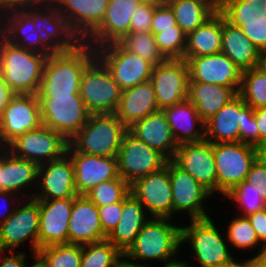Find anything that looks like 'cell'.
<instances>
[{"label":"cell","instance_id":"6da1fadb","mask_svg":"<svg viewBox=\"0 0 266 267\" xmlns=\"http://www.w3.org/2000/svg\"><path fill=\"white\" fill-rule=\"evenodd\" d=\"M95 57V49L84 42L71 52L49 55L37 96H80L82 73Z\"/></svg>","mask_w":266,"mask_h":267},{"label":"cell","instance_id":"7a4b0ae2","mask_svg":"<svg viewBox=\"0 0 266 267\" xmlns=\"http://www.w3.org/2000/svg\"><path fill=\"white\" fill-rule=\"evenodd\" d=\"M47 55L27 50L0 34V75L14 94H37Z\"/></svg>","mask_w":266,"mask_h":267},{"label":"cell","instance_id":"3957f363","mask_svg":"<svg viewBox=\"0 0 266 267\" xmlns=\"http://www.w3.org/2000/svg\"><path fill=\"white\" fill-rule=\"evenodd\" d=\"M169 220L156 217L149 219L124 252L125 260H160L166 262L164 266L179 262L175 255L182 245V227L170 224Z\"/></svg>","mask_w":266,"mask_h":267},{"label":"cell","instance_id":"277c9868","mask_svg":"<svg viewBox=\"0 0 266 267\" xmlns=\"http://www.w3.org/2000/svg\"><path fill=\"white\" fill-rule=\"evenodd\" d=\"M128 128L113 114H90L86 124L69 141L80 153L117 156Z\"/></svg>","mask_w":266,"mask_h":267},{"label":"cell","instance_id":"5b68a950","mask_svg":"<svg viewBox=\"0 0 266 267\" xmlns=\"http://www.w3.org/2000/svg\"><path fill=\"white\" fill-rule=\"evenodd\" d=\"M122 90L110 71L96 56L82 73L80 97L90 114H113L116 112Z\"/></svg>","mask_w":266,"mask_h":267},{"label":"cell","instance_id":"8992f818","mask_svg":"<svg viewBox=\"0 0 266 267\" xmlns=\"http://www.w3.org/2000/svg\"><path fill=\"white\" fill-rule=\"evenodd\" d=\"M22 9L33 19L41 43L52 54L71 52L83 43L54 3L26 6Z\"/></svg>","mask_w":266,"mask_h":267},{"label":"cell","instance_id":"52a82bcc","mask_svg":"<svg viewBox=\"0 0 266 267\" xmlns=\"http://www.w3.org/2000/svg\"><path fill=\"white\" fill-rule=\"evenodd\" d=\"M42 125L60 133L68 142L86 124L90 113L80 96H37Z\"/></svg>","mask_w":266,"mask_h":267},{"label":"cell","instance_id":"ba28073f","mask_svg":"<svg viewBox=\"0 0 266 267\" xmlns=\"http://www.w3.org/2000/svg\"><path fill=\"white\" fill-rule=\"evenodd\" d=\"M190 242L200 267H225L234 257L211 217L191 220L182 227V243Z\"/></svg>","mask_w":266,"mask_h":267},{"label":"cell","instance_id":"9c48e42d","mask_svg":"<svg viewBox=\"0 0 266 267\" xmlns=\"http://www.w3.org/2000/svg\"><path fill=\"white\" fill-rule=\"evenodd\" d=\"M217 191L226 195L246 180L256 161L255 147L241 142L213 143Z\"/></svg>","mask_w":266,"mask_h":267},{"label":"cell","instance_id":"30bf717a","mask_svg":"<svg viewBox=\"0 0 266 267\" xmlns=\"http://www.w3.org/2000/svg\"><path fill=\"white\" fill-rule=\"evenodd\" d=\"M68 145L60 133L41 125L16 137L5 149L15 157L42 165L61 158Z\"/></svg>","mask_w":266,"mask_h":267},{"label":"cell","instance_id":"8fae6325","mask_svg":"<svg viewBox=\"0 0 266 267\" xmlns=\"http://www.w3.org/2000/svg\"><path fill=\"white\" fill-rule=\"evenodd\" d=\"M95 52L122 91L150 81L154 66L119 43L96 48Z\"/></svg>","mask_w":266,"mask_h":267},{"label":"cell","instance_id":"7c38bea8","mask_svg":"<svg viewBox=\"0 0 266 267\" xmlns=\"http://www.w3.org/2000/svg\"><path fill=\"white\" fill-rule=\"evenodd\" d=\"M117 160L119 175L129 185L141 177L160 170L169 161L163 154L137 139L129 131L123 137Z\"/></svg>","mask_w":266,"mask_h":267},{"label":"cell","instance_id":"4fadbf2b","mask_svg":"<svg viewBox=\"0 0 266 267\" xmlns=\"http://www.w3.org/2000/svg\"><path fill=\"white\" fill-rule=\"evenodd\" d=\"M41 125L37 94H14L0 114V148Z\"/></svg>","mask_w":266,"mask_h":267},{"label":"cell","instance_id":"5bb4252c","mask_svg":"<svg viewBox=\"0 0 266 267\" xmlns=\"http://www.w3.org/2000/svg\"><path fill=\"white\" fill-rule=\"evenodd\" d=\"M29 199L26 205L14 208L0 219V242L6 252L27 239H31L33 254L39 249V202L33 197Z\"/></svg>","mask_w":266,"mask_h":267},{"label":"cell","instance_id":"9a60e30c","mask_svg":"<svg viewBox=\"0 0 266 267\" xmlns=\"http://www.w3.org/2000/svg\"><path fill=\"white\" fill-rule=\"evenodd\" d=\"M189 67L184 59H167L153 68V83L159 110L188 99Z\"/></svg>","mask_w":266,"mask_h":267},{"label":"cell","instance_id":"2e32d148","mask_svg":"<svg viewBox=\"0 0 266 267\" xmlns=\"http://www.w3.org/2000/svg\"><path fill=\"white\" fill-rule=\"evenodd\" d=\"M130 193L156 218H172L173 198L168 162L160 170L130 184Z\"/></svg>","mask_w":266,"mask_h":267},{"label":"cell","instance_id":"e0dca14e","mask_svg":"<svg viewBox=\"0 0 266 267\" xmlns=\"http://www.w3.org/2000/svg\"><path fill=\"white\" fill-rule=\"evenodd\" d=\"M172 161L192 175L211 195L217 192L213 143L204 140L180 144Z\"/></svg>","mask_w":266,"mask_h":267},{"label":"cell","instance_id":"ac0fdd59","mask_svg":"<svg viewBox=\"0 0 266 267\" xmlns=\"http://www.w3.org/2000/svg\"><path fill=\"white\" fill-rule=\"evenodd\" d=\"M66 153L71 157L75 173V190L78 195L103 181L120 177L117 156H95L77 152L70 144Z\"/></svg>","mask_w":266,"mask_h":267},{"label":"cell","instance_id":"d6986e66","mask_svg":"<svg viewBox=\"0 0 266 267\" xmlns=\"http://www.w3.org/2000/svg\"><path fill=\"white\" fill-rule=\"evenodd\" d=\"M75 173L71 157L65 153L61 158L39 165V189L42 191L32 196L37 200H57L78 196L75 190ZM41 181V182H40Z\"/></svg>","mask_w":266,"mask_h":267},{"label":"cell","instance_id":"ffe728a7","mask_svg":"<svg viewBox=\"0 0 266 267\" xmlns=\"http://www.w3.org/2000/svg\"><path fill=\"white\" fill-rule=\"evenodd\" d=\"M171 191L173 198V213L187 211L190 220L205 219L203 202L212 196L192 175L179 168L172 160L168 161Z\"/></svg>","mask_w":266,"mask_h":267},{"label":"cell","instance_id":"44dd1931","mask_svg":"<svg viewBox=\"0 0 266 267\" xmlns=\"http://www.w3.org/2000/svg\"><path fill=\"white\" fill-rule=\"evenodd\" d=\"M184 60L189 67V81L241 87L243 71L223 53Z\"/></svg>","mask_w":266,"mask_h":267},{"label":"cell","instance_id":"7402d4cb","mask_svg":"<svg viewBox=\"0 0 266 267\" xmlns=\"http://www.w3.org/2000/svg\"><path fill=\"white\" fill-rule=\"evenodd\" d=\"M139 5L137 0H109L101 25L84 43L96 49L121 41L130 33L131 15Z\"/></svg>","mask_w":266,"mask_h":267},{"label":"cell","instance_id":"603a6c76","mask_svg":"<svg viewBox=\"0 0 266 267\" xmlns=\"http://www.w3.org/2000/svg\"><path fill=\"white\" fill-rule=\"evenodd\" d=\"M39 202V248L68 244V225L73 198L38 200Z\"/></svg>","mask_w":266,"mask_h":267},{"label":"cell","instance_id":"cb8c5ba5","mask_svg":"<svg viewBox=\"0 0 266 267\" xmlns=\"http://www.w3.org/2000/svg\"><path fill=\"white\" fill-rule=\"evenodd\" d=\"M109 0H55L70 28L84 42L102 23Z\"/></svg>","mask_w":266,"mask_h":267},{"label":"cell","instance_id":"d4e9b609","mask_svg":"<svg viewBox=\"0 0 266 267\" xmlns=\"http://www.w3.org/2000/svg\"><path fill=\"white\" fill-rule=\"evenodd\" d=\"M107 239L103 233L98 207L85 195L73 198L68 225L69 244H90Z\"/></svg>","mask_w":266,"mask_h":267},{"label":"cell","instance_id":"484cf974","mask_svg":"<svg viewBox=\"0 0 266 267\" xmlns=\"http://www.w3.org/2000/svg\"><path fill=\"white\" fill-rule=\"evenodd\" d=\"M128 131L152 149L159 151L169 161L173 160L179 145L175 141L163 110L136 121L128 128Z\"/></svg>","mask_w":266,"mask_h":267},{"label":"cell","instance_id":"4316f807","mask_svg":"<svg viewBox=\"0 0 266 267\" xmlns=\"http://www.w3.org/2000/svg\"><path fill=\"white\" fill-rule=\"evenodd\" d=\"M0 17V34L7 41L27 50L52 55L41 43L33 19L22 8L2 12Z\"/></svg>","mask_w":266,"mask_h":267},{"label":"cell","instance_id":"83f0119b","mask_svg":"<svg viewBox=\"0 0 266 267\" xmlns=\"http://www.w3.org/2000/svg\"><path fill=\"white\" fill-rule=\"evenodd\" d=\"M156 111H159V107L154 86L151 81H147L123 90L114 114L129 128L136 121Z\"/></svg>","mask_w":266,"mask_h":267},{"label":"cell","instance_id":"f1b7e54d","mask_svg":"<svg viewBox=\"0 0 266 267\" xmlns=\"http://www.w3.org/2000/svg\"><path fill=\"white\" fill-rule=\"evenodd\" d=\"M243 122V99L238 94L204 124L205 140L211 143L239 142Z\"/></svg>","mask_w":266,"mask_h":267},{"label":"cell","instance_id":"f546056e","mask_svg":"<svg viewBox=\"0 0 266 267\" xmlns=\"http://www.w3.org/2000/svg\"><path fill=\"white\" fill-rule=\"evenodd\" d=\"M163 112L178 145L205 140V122L199 117L196 107L188 99L164 108ZM196 125H200L201 129H197Z\"/></svg>","mask_w":266,"mask_h":267},{"label":"cell","instance_id":"4dcf8cb0","mask_svg":"<svg viewBox=\"0 0 266 267\" xmlns=\"http://www.w3.org/2000/svg\"><path fill=\"white\" fill-rule=\"evenodd\" d=\"M240 87H226L189 81L188 100L196 107L199 117L206 122L239 93Z\"/></svg>","mask_w":266,"mask_h":267},{"label":"cell","instance_id":"1f68e13d","mask_svg":"<svg viewBox=\"0 0 266 267\" xmlns=\"http://www.w3.org/2000/svg\"><path fill=\"white\" fill-rule=\"evenodd\" d=\"M143 205L129 193L122 200L120 221L107 239L123 253L135 241L137 234L149 220Z\"/></svg>","mask_w":266,"mask_h":267},{"label":"cell","instance_id":"d6a6232c","mask_svg":"<svg viewBox=\"0 0 266 267\" xmlns=\"http://www.w3.org/2000/svg\"><path fill=\"white\" fill-rule=\"evenodd\" d=\"M222 49L241 71L256 68L260 51L243 34L240 27L232 25L222 14Z\"/></svg>","mask_w":266,"mask_h":267},{"label":"cell","instance_id":"836d02e7","mask_svg":"<svg viewBox=\"0 0 266 267\" xmlns=\"http://www.w3.org/2000/svg\"><path fill=\"white\" fill-rule=\"evenodd\" d=\"M221 40L222 13L218 10L201 26L186 35L184 58L221 53Z\"/></svg>","mask_w":266,"mask_h":267},{"label":"cell","instance_id":"e575fe53","mask_svg":"<svg viewBox=\"0 0 266 267\" xmlns=\"http://www.w3.org/2000/svg\"><path fill=\"white\" fill-rule=\"evenodd\" d=\"M38 169V164L15 157L7 149L2 148L1 191L18 193L22 188L35 185L34 182H38Z\"/></svg>","mask_w":266,"mask_h":267},{"label":"cell","instance_id":"d590c367","mask_svg":"<svg viewBox=\"0 0 266 267\" xmlns=\"http://www.w3.org/2000/svg\"><path fill=\"white\" fill-rule=\"evenodd\" d=\"M172 8L177 25L187 35L208 20L216 10L204 0H165Z\"/></svg>","mask_w":266,"mask_h":267},{"label":"cell","instance_id":"8d00e7d4","mask_svg":"<svg viewBox=\"0 0 266 267\" xmlns=\"http://www.w3.org/2000/svg\"><path fill=\"white\" fill-rule=\"evenodd\" d=\"M118 43L125 50L143 58L154 67L167 60L159 50L154 35L151 32H130Z\"/></svg>","mask_w":266,"mask_h":267},{"label":"cell","instance_id":"74e56055","mask_svg":"<svg viewBox=\"0 0 266 267\" xmlns=\"http://www.w3.org/2000/svg\"><path fill=\"white\" fill-rule=\"evenodd\" d=\"M124 253L108 239L82 245L80 267H117Z\"/></svg>","mask_w":266,"mask_h":267},{"label":"cell","instance_id":"f35d334b","mask_svg":"<svg viewBox=\"0 0 266 267\" xmlns=\"http://www.w3.org/2000/svg\"><path fill=\"white\" fill-rule=\"evenodd\" d=\"M37 254L46 267H80L82 245L68 243L45 246L39 248Z\"/></svg>","mask_w":266,"mask_h":267},{"label":"cell","instance_id":"ab89813d","mask_svg":"<svg viewBox=\"0 0 266 267\" xmlns=\"http://www.w3.org/2000/svg\"><path fill=\"white\" fill-rule=\"evenodd\" d=\"M265 4L266 0H222L219 11L228 22L240 27L243 21L257 19Z\"/></svg>","mask_w":266,"mask_h":267},{"label":"cell","instance_id":"60d3db41","mask_svg":"<svg viewBox=\"0 0 266 267\" xmlns=\"http://www.w3.org/2000/svg\"><path fill=\"white\" fill-rule=\"evenodd\" d=\"M253 109L266 106V75L256 68L243 71L238 93Z\"/></svg>","mask_w":266,"mask_h":267},{"label":"cell","instance_id":"b9f144b4","mask_svg":"<svg viewBox=\"0 0 266 267\" xmlns=\"http://www.w3.org/2000/svg\"><path fill=\"white\" fill-rule=\"evenodd\" d=\"M130 193V185L120 176L99 183L85 196L97 207L122 201Z\"/></svg>","mask_w":266,"mask_h":267},{"label":"cell","instance_id":"7bdbcfd3","mask_svg":"<svg viewBox=\"0 0 266 267\" xmlns=\"http://www.w3.org/2000/svg\"><path fill=\"white\" fill-rule=\"evenodd\" d=\"M154 38L159 50L167 59H184L186 34L177 24L172 28L158 29Z\"/></svg>","mask_w":266,"mask_h":267},{"label":"cell","instance_id":"ee69618b","mask_svg":"<svg viewBox=\"0 0 266 267\" xmlns=\"http://www.w3.org/2000/svg\"><path fill=\"white\" fill-rule=\"evenodd\" d=\"M227 239L237 248L249 249L261 243L247 216H237L228 226Z\"/></svg>","mask_w":266,"mask_h":267},{"label":"cell","instance_id":"f6af8a7d","mask_svg":"<svg viewBox=\"0 0 266 267\" xmlns=\"http://www.w3.org/2000/svg\"><path fill=\"white\" fill-rule=\"evenodd\" d=\"M225 196L237 201L240 208H243V215L241 216H248L266 208V201L260 196L256 188L247 181L235 186Z\"/></svg>","mask_w":266,"mask_h":267},{"label":"cell","instance_id":"bcb514c9","mask_svg":"<svg viewBox=\"0 0 266 267\" xmlns=\"http://www.w3.org/2000/svg\"><path fill=\"white\" fill-rule=\"evenodd\" d=\"M240 28L260 52L266 51V16L263 11L257 19L243 21Z\"/></svg>","mask_w":266,"mask_h":267},{"label":"cell","instance_id":"7dc6e473","mask_svg":"<svg viewBox=\"0 0 266 267\" xmlns=\"http://www.w3.org/2000/svg\"><path fill=\"white\" fill-rule=\"evenodd\" d=\"M239 142L256 146L259 144V129L254 118V109L243 100V122L239 127Z\"/></svg>","mask_w":266,"mask_h":267},{"label":"cell","instance_id":"c3c4849f","mask_svg":"<svg viewBox=\"0 0 266 267\" xmlns=\"http://www.w3.org/2000/svg\"><path fill=\"white\" fill-rule=\"evenodd\" d=\"M156 5L140 4L131 15L130 32H151V24Z\"/></svg>","mask_w":266,"mask_h":267},{"label":"cell","instance_id":"681fc988","mask_svg":"<svg viewBox=\"0 0 266 267\" xmlns=\"http://www.w3.org/2000/svg\"><path fill=\"white\" fill-rule=\"evenodd\" d=\"M103 233L108 237L115 229L122 215V201L98 207Z\"/></svg>","mask_w":266,"mask_h":267},{"label":"cell","instance_id":"f907efd6","mask_svg":"<svg viewBox=\"0 0 266 267\" xmlns=\"http://www.w3.org/2000/svg\"><path fill=\"white\" fill-rule=\"evenodd\" d=\"M176 18L170 5L165 1L156 5L151 24V33H158V29L172 28L176 25Z\"/></svg>","mask_w":266,"mask_h":267},{"label":"cell","instance_id":"816d5d0a","mask_svg":"<svg viewBox=\"0 0 266 267\" xmlns=\"http://www.w3.org/2000/svg\"><path fill=\"white\" fill-rule=\"evenodd\" d=\"M245 181L253 185L260 196L266 201V168L263 165L255 161Z\"/></svg>","mask_w":266,"mask_h":267},{"label":"cell","instance_id":"f5cc1de1","mask_svg":"<svg viewBox=\"0 0 266 267\" xmlns=\"http://www.w3.org/2000/svg\"><path fill=\"white\" fill-rule=\"evenodd\" d=\"M261 242L259 253L266 251V208L247 216Z\"/></svg>","mask_w":266,"mask_h":267},{"label":"cell","instance_id":"db71d44e","mask_svg":"<svg viewBox=\"0 0 266 267\" xmlns=\"http://www.w3.org/2000/svg\"><path fill=\"white\" fill-rule=\"evenodd\" d=\"M55 0H0V14L11 9H21L26 6L54 3Z\"/></svg>","mask_w":266,"mask_h":267},{"label":"cell","instance_id":"11a10c76","mask_svg":"<svg viewBox=\"0 0 266 267\" xmlns=\"http://www.w3.org/2000/svg\"><path fill=\"white\" fill-rule=\"evenodd\" d=\"M254 118L259 129V144L266 141V106L254 109Z\"/></svg>","mask_w":266,"mask_h":267},{"label":"cell","instance_id":"9f6ffc18","mask_svg":"<svg viewBox=\"0 0 266 267\" xmlns=\"http://www.w3.org/2000/svg\"><path fill=\"white\" fill-rule=\"evenodd\" d=\"M11 253L13 254V256H7L5 255V257L1 256L2 258H0V267H24V263H25V254L20 252L19 254H14V251H11Z\"/></svg>","mask_w":266,"mask_h":267},{"label":"cell","instance_id":"6f0895ef","mask_svg":"<svg viewBox=\"0 0 266 267\" xmlns=\"http://www.w3.org/2000/svg\"><path fill=\"white\" fill-rule=\"evenodd\" d=\"M14 95V93L10 90V88L4 83L2 76L0 75V114L6 105L9 103L10 98Z\"/></svg>","mask_w":266,"mask_h":267},{"label":"cell","instance_id":"680465c9","mask_svg":"<svg viewBox=\"0 0 266 267\" xmlns=\"http://www.w3.org/2000/svg\"><path fill=\"white\" fill-rule=\"evenodd\" d=\"M256 161L266 168V141L255 146Z\"/></svg>","mask_w":266,"mask_h":267},{"label":"cell","instance_id":"91938a15","mask_svg":"<svg viewBox=\"0 0 266 267\" xmlns=\"http://www.w3.org/2000/svg\"><path fill=\"white\" fill-rule=\"evenodd\" d=\"M256 69L266 75V51L259 53Z\"/></svg>","mask_w":266,"mask_h":267},{"label":"cell","instance_id":"94428289","mask_svg":"<svg viewBox=\"0 0 266 267\" xmlns=\"http://www.w3.org/2000/svg\"><path fill=\"white\" fill-rule=\"evenodd\" d=\"M254 267H266V251L259 253L253 257Z\"/></svg>","mask_w":266,"mask_h":267},{"label":"cell","instance_id":"6125c7cd","mask_svg":"<svg viewBox=\"0 0 266 267\" xmlns=\"http://www.w3.org/2000/svg\"><path fill=\"white\" fill-rule=\"evenodd\" d=\"M225 267H254L253 257L244 261L243 263H237L234 259Z\"/></svg>","mask_w":266,"mask_h":267},{"label":"cell","instance_id":"be15d7a7","mask_svg":"<svg viewBox=\"0 0 266 267\" xmlns=\"http://www.w3.org/2000/svg\"><path fill=\"white\" fill-rule=\"evenodd\" d=\"M125 256H122V259L120 258L118 263H117V267H150L149 265L145 264V265H141V264H137L134 262H129L124 260ZM124 260V261H123Z\"/></svg>","mask_w":266,"mask_h":267},{"label":"cell","instance_id":"e7e4bbea","mask_svg":"<svg viewBox=\"0 0 266 267\" xmlns=\"http://www.w3.org/2000/svg\"><path fill=\"white\" fill-rule=\"evenodd\" d=\"M33 257L35 260L34 261L35 264L33 263V265L28 266V265H26V261H25L24 267H46L44 261L41 259V257L37 253L33 254Z\"/></svg>","mask_w":266,"mask_h":267},{"label":"cell","instance_id":"03108f58","mask_svg":"<svg viewBox=\"0 0 266 267\" xmlns=\"http://www.w3.org/2000/svg\"><path fill=\"white\" fill-rule=\"evenodd\" d=\"M208 2L216 11L220 10L222 5V0H204Z\"/></svg>","mask_w":266,"mask_h":267},{"label":"cell","instance_id":"003e7915","mask_svg":"<svg viewBox=\"0 0 266 267\" xmlns=\"http://www.w3.org/2000/svg\"><path fill=\"white\" fill-rule=\"evenodd\" d=\"M139 4L159 5L165 0H137Z\"/></svg>","mask_w":266,"mask_h":267},{"label":"cell","instance_id":"a7ac6f4b","mask_svg":"<svg viewBox=\"0 0 266 267\" xmlns=\"http://www.w3.org/2000/svg\"><path fill=\"white\" fill-rule=\"evenodd\" d=\"M14 194H15V193L4 192V191H1V190H0V198L3 197V200H4V198H5V200L9 199L10 196H8V195H12L13 198H14ZM7 196H8V197H7ZM4 208H5V211H8V209H9V208H7V207H4ZM3 217H4V213H3Z\"/></svg>","mask_w":266,"mask_h":267},{"label":"cell","instance_id":"89a4df30","mask_svg":"<svg viewBox=\"0 0 266 267\" xmlns=\"http://www.w3.org/2000/svg\"><path fill=\"white\" fill-rule=\"evenodd\" d=\"M164 267H192L191 265L189 266L187 262L185 261H179L175 264L164 266Z\"/></svg>","mask_w":266,"mask_h":267},{"label":"cell","instance_id":"2644e50d","mask_svg":"<svg viewBox=\"0 0 266 267\" xmlns=\"http://www.w3.org/2000/svg\"><path fill=\"white\" fill-rule=\"evenodd\" d=\"M0 190H1V148H0Z\"/></svg>","mask_w":266,"mask_h":267},{"label":"cell","instance_id":"8c879c8a","mask_svg":"<svg viewBox=\"0 0 266 267\" xmlns=\"http://www.w3.org/2000/svg\"><path fill=\"white\" fill-rule=\"evenodd\" d=\"M0 252L2 253H4L5 252V250L3 249V247H2V245H1V242H0Z\"/></svg>","mask_w":266,"mask_h":267},{"label":"cell","instance_id":"753ad0ef","mask_svg":"<svg viewBox=\"0 0 266 267\" xmlns=\"http://www.w3.org/2000/svg\"><path fill=\"white\" fill-rule=\"evenodd\" d=\"M265 9L263 10V13L265 14L266 16V4L264 5Z\"/></svg>","mask_w":266,"mask_h":267}]
</instances>
